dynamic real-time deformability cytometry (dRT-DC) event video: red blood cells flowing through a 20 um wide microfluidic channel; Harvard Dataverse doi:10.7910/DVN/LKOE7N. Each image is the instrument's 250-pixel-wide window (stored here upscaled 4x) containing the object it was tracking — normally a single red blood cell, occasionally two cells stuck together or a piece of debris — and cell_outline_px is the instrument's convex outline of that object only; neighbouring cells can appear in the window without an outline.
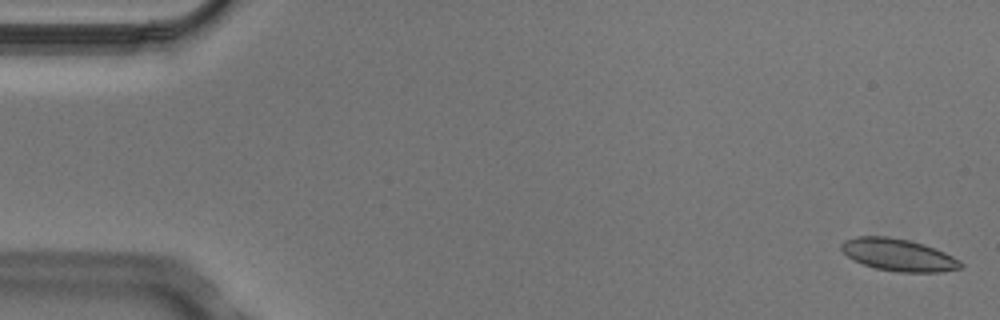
{"species": "Egyptian fruit bat (a non-hibernating species)", "species_latin": "Rousettus aegyptiacus", "temperature_condition": "cold", "stored_images_in_passage": 5, "camera_frame_rate_fps": 3000, "um_per_image_px": 0.085, "animal": {"sex": "male"}, "frame": {"image": 1, "passage_image": 1, "time_ms": 0.0, "image_size_px": [1000, 320], "cell_outline_px": [[964, 264], [960, 268], [940, 272], [896, 272], [876, 268], [852, 260], [840, 248], [840, 244], [844, 240], [856, 236], [888, 236], [908, 240], [924, 244], [944, 252], [960, 260]], "centroid_in_image_um": [76.35, 21.66], "position_along_channel_um": 8.7, "area_um2": 22.43}}